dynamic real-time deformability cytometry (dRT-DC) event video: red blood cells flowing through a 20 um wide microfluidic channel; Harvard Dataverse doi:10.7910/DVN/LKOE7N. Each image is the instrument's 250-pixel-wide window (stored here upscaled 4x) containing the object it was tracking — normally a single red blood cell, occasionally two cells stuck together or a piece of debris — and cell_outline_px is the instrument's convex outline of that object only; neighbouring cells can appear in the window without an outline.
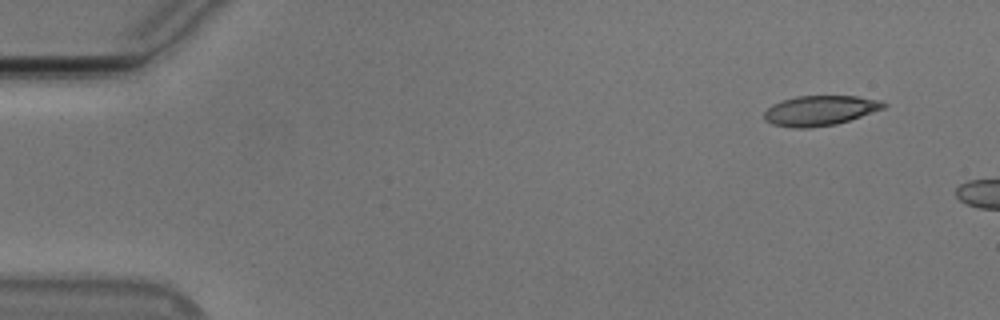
{"species": "Egyptian fruit bat (a non-hibernating species)", "species_latin": "Rousettus aegyptiacus", "temperature_condition": "cold", "stored_images_in_passage": 5, "camera_frame_rate_fps": 3000, "um_per_image_px": 0.085, "animal": {"sex": "male"}, "frame": {"image": 1, "passage_image": 1, "time_ms": 0.0, "image_size_px": [1000, 320], "cell_outline_px": [[888, 104], [884, 108], [836, 124], [808, 128], [796, 128], [772, 124], [764, 120], [764, 112], [772, 104], [796, 96], [856, 96], [880, 100]], "centroid_in_image_um": [69.68, 9.39], "position_along_channel_um": 15.3, "area_um2": 20.69}}